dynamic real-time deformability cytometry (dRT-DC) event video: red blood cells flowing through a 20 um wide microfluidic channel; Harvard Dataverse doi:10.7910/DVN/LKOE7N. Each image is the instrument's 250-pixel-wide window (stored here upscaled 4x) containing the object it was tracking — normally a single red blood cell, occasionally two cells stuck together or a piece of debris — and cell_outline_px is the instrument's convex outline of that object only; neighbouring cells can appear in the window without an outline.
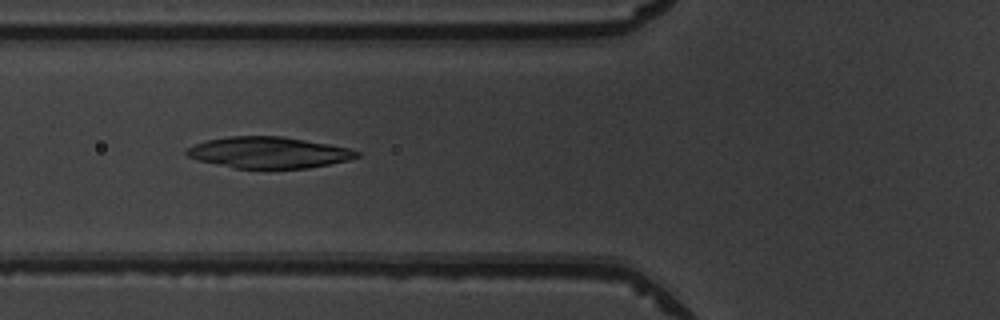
{"species": "common noctule bat (a hibernating species)", "species_latin": "Nyctalus noctula", "temperature_condition": "warm", "stored_images_in_passage": 51, "camera_frame_rate_fps": 3000, "um_per_image_px": 0.085, "animal": {"sex": "male", "body_mass_g": 19.5, "forearm_length_mm": 54.6}, "frame": {"image": 1, "passage_image": 19, "time_ms": 6.0, "image_size_px": [1000, 320], "cell_outline_px": [[360, 156], [348, 160], [308, 168], [236, 168], [196, 160], [188, 156], [184, 152], [188, 148], [196, 144], [208, 140], [228, 136], [284, 136], [328, 144], [348, 148], [360, 152]], "centroid_in_image_um": [22.83, 12.96], "position_along_channel_um": 103.0, "area_um2": 30.81}}
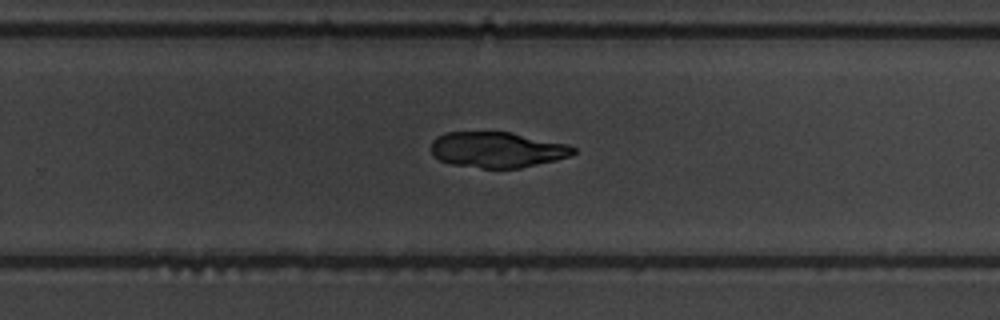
{"frame": {"image": 2, "passage_image": 33, "time_ms": 10.667, "image_size_px": [1000, 320], "cell_outline_px": [[576, 152], [568, 156], [556, 160], [520, 168], [480, 168], [452, 164], [440, 160], [432, 156], [428, 148], [432, 140], [436, 136], [444, 132], [512, 132], [568, 144], [576, 148]], "centroid_in_image_um": [42.21, 12.72], "position_along_channel_um": 287.6, "area_um2": 29.94}}
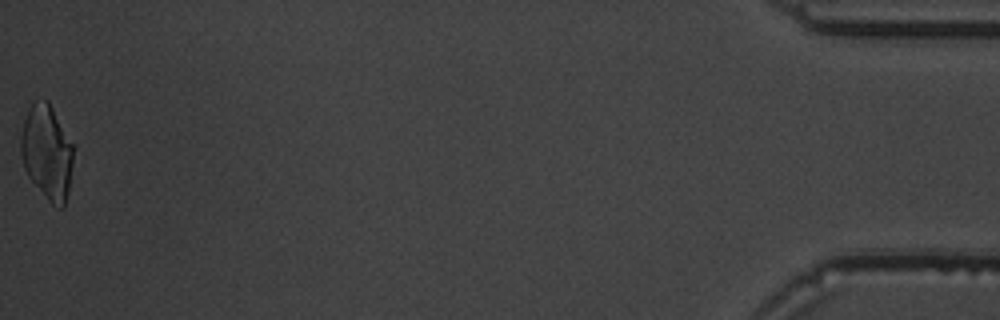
{"frame": {"image": 3, "passage_image": 51, "time_ms": 16.667, "image_size_px": [1000, 320], "cell_outline_px": [[76, 148], [68, 192], [64, 208], [60, 208], [52, 204], [48, 200], [28, 176], [24, 168], [20, 152], [20, 136], [24, 120], [28, 108], [36, 100], [48, 100], [76, 144]], "centroid_in_image_um": [4.04, 12.91], "position_along_channel_um": 431.2, "area_um2": 29.77}, "authors_computed_cell_mechanics": {"area_um2": 29.9404, "velocity_mm_per_s": 3.9619, "shape_relaxation_time_tau1_ms": 4.3684, "shape_relaxation_time_tau2_ms": 1.3526, "deformation_change_tau1": 0.1158, "deformation_change_tau2": 0.0402}}